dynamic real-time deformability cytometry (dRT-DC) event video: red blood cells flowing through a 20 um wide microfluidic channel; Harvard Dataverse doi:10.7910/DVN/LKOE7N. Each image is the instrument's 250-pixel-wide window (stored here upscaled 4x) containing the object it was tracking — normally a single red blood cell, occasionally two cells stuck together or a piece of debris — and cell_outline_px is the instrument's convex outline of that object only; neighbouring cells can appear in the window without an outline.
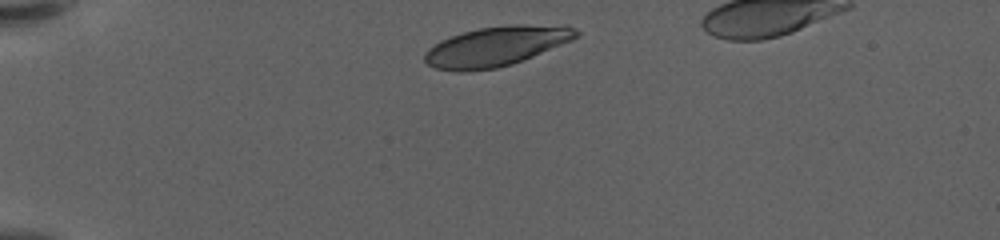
{"species": "human", "species_latin": "Homo sapiens", "temperature_condition": "warm", "stored_images_in_passage": 39, "camera_frame_rate_fps": 3000, "um_per_image_px": 0.085, "donor": {"sex": "female"}, "frame": {"image": 1, "passage_image": 3, "time_ms": 0.667, "image_size_px": [1000, 240], "cell_outline_px": [[580, 36], [572, 40], [512, 64], [496, 68], [468, 72], [460, 72], [436, 68], [428, 64], [424, 60], [424, 52], [428, 48], [440, 40], [464, 32], [480, 28], [512, 24], [568, 24], [576, 28], [580, 32]], "centroid_in_image_um": [42.22, 3.92], "position_along_channel_um": 42.8, "area_um2": 35.37}}
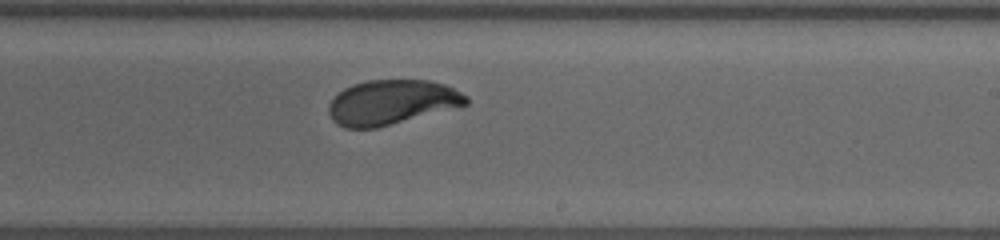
{"frame": {"image": 2, "passage_image": 25, "time_ms": 8.0, "image_size_px": [1000, 240], "cell_outline_px": [[468, 104], [376, 128], [344, 128], [336, 124], [332, 120], [328, 112], [328, 104], [344, 88], [352, 84], [368, 80], [428, 80], [444, 84], [468, 96]], "centroid_in_image_um": [33.25, 8.69], "position_along_channel_um": 255.7, "area_um2": 35.55}}
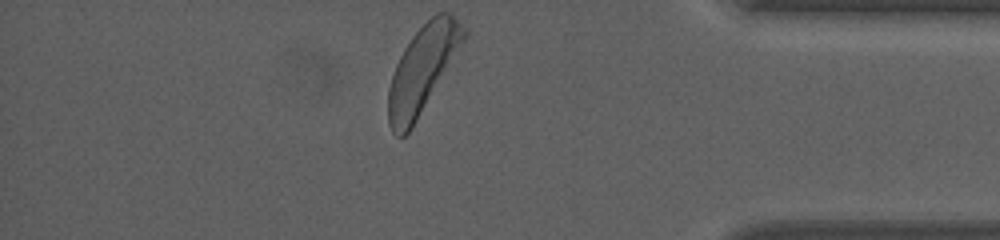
{"frame": {"image": 3, "passage_image": 39, "time_ms": 12.667, "image_size_px": [1000, 240], "cell_outline_px": [[468, 36], [416, 120], [408, 132], [404, 136], [396, 136], [392, 132], [388, 124], [388, 88], [396, 64], [404, 48], [412, 36], [436, 12], [448, 12], [468, 28]], "centroid_in_image_um": [35.93, 5.86], "position_along_channel_um": 399.3, "area_um2": 37.74}, "authors_computed_cell_mechanics": {"area_um2": 36.5296, "velocity_mm_per_s": 3.5726, "shape_relaxation_time_tau1_ms": 2.4438, "shape_relaxation_time_tau2_ms": null, "deformation_change_tau1": 0.14, "deformation_change_tau2": null}}